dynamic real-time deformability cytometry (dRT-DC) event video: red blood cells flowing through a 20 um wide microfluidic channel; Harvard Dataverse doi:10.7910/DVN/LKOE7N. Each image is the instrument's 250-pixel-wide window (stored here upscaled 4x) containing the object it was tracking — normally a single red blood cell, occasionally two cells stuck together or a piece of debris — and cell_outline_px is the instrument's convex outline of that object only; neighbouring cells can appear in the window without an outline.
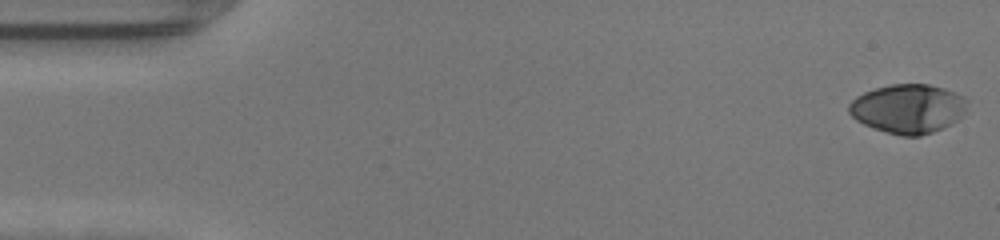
{"species": "human", "species_latin": "Homo sapiens", "temperature_condition": "warm", "stored_images_in_passage": 48, "camera_frame_rate_fps": 3000, "um_per_image_px": 0.085, "donor": {"sex": "female"}, "frame": {"image": 1, "passage_image": 1, "time_ms": 0.0, "image_size_px": [1000, 240], "cell_outline_px": [[964, 108], [960, 116], [956, 120], [932, 132], [920, 136], [900, 136], [864, 124], [856, 120], [848, 112], [848, 104], [856, 96], [864, 92], [876, 88], [892, 84], [928, 84], [944, 88], [960, 96], [964, 100]], "centroid_in_image_um": [77.1, 9.23], "position_along_channel_um": 7.9, "area_um2": 33.12}}
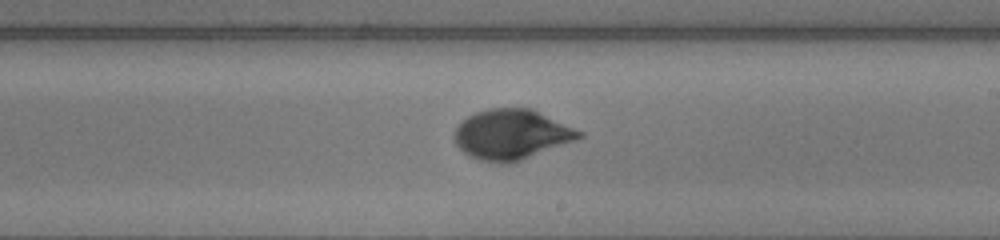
{"frame": {"image": 2, "passage_image": 28, "time_ms": 9.0, "image_size_px": [1000, 240], "cell_outline_px": [[584, 136], [520, 160], [508, 164], [500, 164], [480, 160], [468, 156], [456, 144], [456, 128], [468, 116], [476, 112], [488, 108], [532, 108], [584, 132]], "centroid_in_image_um": [43.48, 11.42], "position_along_channel_um": 245.5, "area_um2": 35.95}}
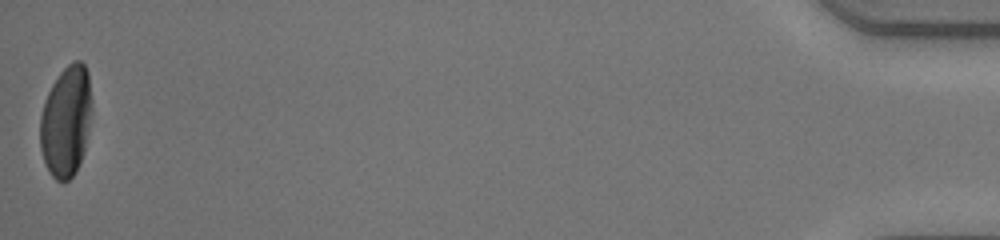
{"frame": {"image": 3, "passage_image": 48, "time_ms": 15.667, "image_size_px": [1000, 240], "cell_outline_px": [[92, 108], [88, 132], [84, 148], [76, 172], [64, 184], [56, 180], [52, 176], [44, 160], [40, 148], [40, 116], [48, 92], [52, 84], [60, 72], [72, 60], [80, 60], [84, 64], [88, 72], [92, 100]], "centroid_in_image_um": [5.62, 10.28], "position_along_channel_um": 429.6, "area_um2": 33.52}, "authors_computed_cell_mechanics": {"area_um2": 34.3043, "velocity_mm_per_s": 4.3085, "shape_relaxation_time_tau1_ms": 4.5045, "shape_relaxation_time_tau2_ms": 0.721, "deformation_change_tau1": 0.2256, "deformation_change_tau2": 0.0401}}